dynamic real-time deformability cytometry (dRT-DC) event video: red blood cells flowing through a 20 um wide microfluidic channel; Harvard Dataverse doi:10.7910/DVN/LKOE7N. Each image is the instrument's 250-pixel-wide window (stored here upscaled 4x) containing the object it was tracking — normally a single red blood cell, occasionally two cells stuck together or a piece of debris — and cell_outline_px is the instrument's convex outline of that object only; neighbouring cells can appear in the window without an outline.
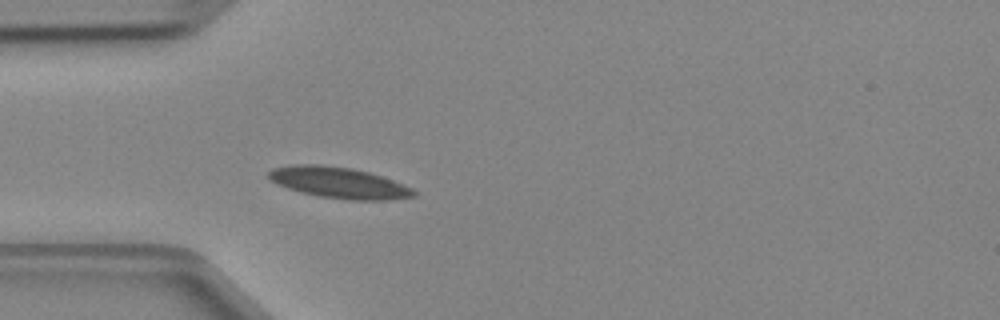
{"species": "Egyptian fruit bat (a non-hibernating species)", "species_latin": "Rousettus aegyptiacus", "temperature_condition": "cold", "stored_images_in_passage": 35, "camera_frame_rate_fps": 3000, "um_per_image_px": 0.085, "animal": {"sex": "female"}, "frame": {"image": 1, "passage_image": 1, "time_ms": 0.0, "image_size_px": [1000, 320], "cell_outline_px": [[416, 196], [384, 200], [352, 200], [320, 196], [300, 192], [276, 184], [268, 176], [268, 172], [272, 168], [292, 164], [320, 164], [352, 168], [368, 172], [392, 180], [412, 188], [416, 192]], "centroid_in_image_um": [28.77, 15.52], "position_along_channel_um": 56.2, "area_um2": 26.13}}
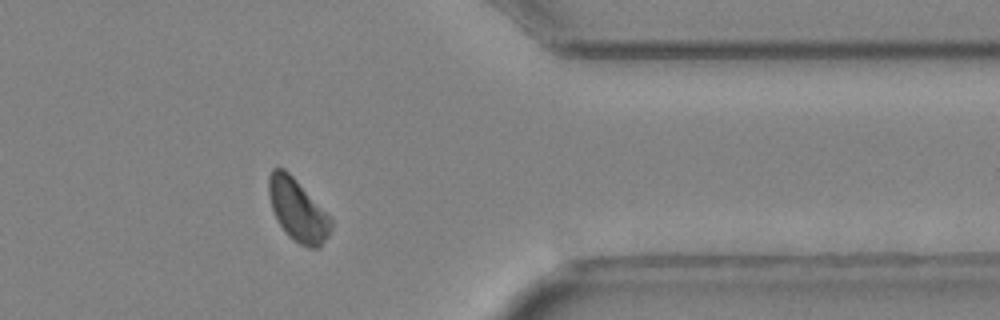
{"frame": {"image": 2, "passage_image": 26, "time_ms": 8.333, "image_size_px": [1000, 320], "cell_outline_px": [[332, 228], [328, 236], [320, 248], [308, 248], [300, 244], [288, 236], [284, 232], [272, 208], [268, 196], [268, 176], [272, 168], [284, 168], [296, 180], [332, 220]], "centroid_in_image_um": [25.28, 17.88], "position_along_channel_um": 386.1, "area_um2": 22.25}}
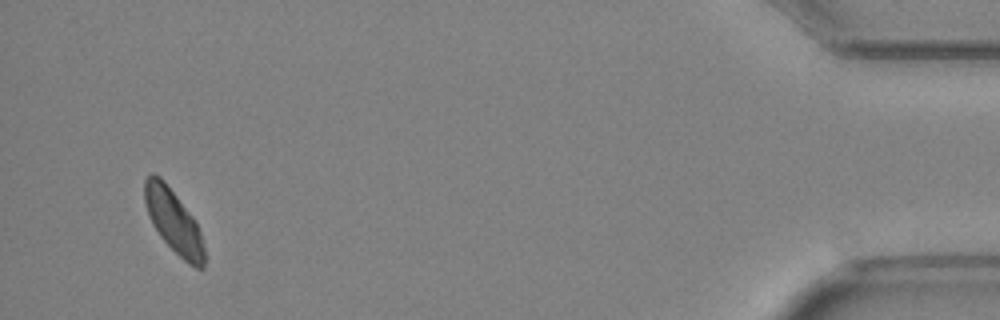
{"frame": {"image": 3, "passage_image": 33, "time_ms": 10.667, "image_size_px": [1000, 320], "cell_outline_px": [[204, 268], [196, 268], [188, 264], [160, 236], [152, 224], [144, 200], [144, 180], [152, 172], [160, 176], [164, 180], [192, 216], [200, 232], [204, 248]], "centroid_in_image_um": [14.74, 18.79], "position_along_channel_um": 420.5, "area_um2": 21.68}}